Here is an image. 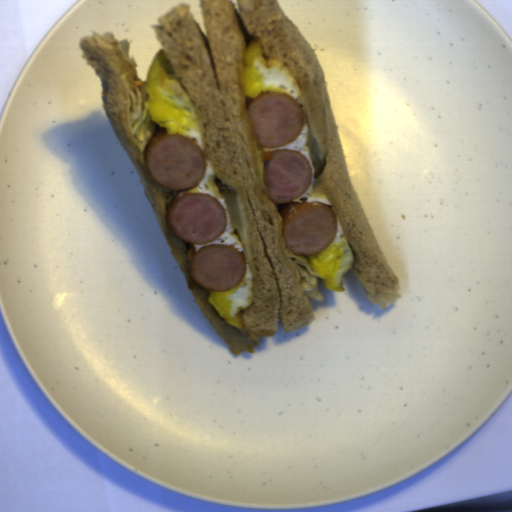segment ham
<instances>
[{
	"label": "ham",
	"mask_w": 512,
	"mask_h": 512,
	"mask_svg": "<svg viewBox=\"0 0 512 512\" xmlns=\"http://www.w3.org/2000/svg\"><path fill=\"white\" fill-rule=\"evenodd\" d=\"M146 171L153 182L179 191L166 206V223L187 244L208 245L223 235L228 214L208 193H190L207 170L201 146L189 138L155 129L145 155Z\"/></svg>",
	"instance_id": "ham-1"
},
{
	"label": "ham",
	"mask_w": 512,
	"mask_h": 512,
	"mask_svg": "<svg viewBox=\"0 0 512 512\" xmlns=\"http://www.w3.org/2000/svg\"><path fill=\"white\" fill-rule=\"evenodd\" d=\"M312 167L299 151H272L263 171L267 197L283 206L282 237L287 251L311 256L328 248L337 238L338 216L332 207L318 201H294L310 188Z\"/></svg>",
	"instance_id": "ham-2"
},
{
	"label": "ham",
	"mask_w": 512,
	"mask_h": 512,
	"mask_svg": "<svg viewBox=\"0 0 512 512\" xmlns=\"http://www.w3.org/2000/svg\"><path fill=\"white\" fill-rule=\"evenodd\" d=\"M246 116L261 148L285 147L299 138L305 125V113L294 97L270 92L255 98L246 108Z\"/></svg>",
	"instance_id": "ham-3"
},
{
	"label": "ham",
	"mask_w": 512,
	"mask_h": 512,
	"mask_svg": "<svg viewBox=\"0 0 512 512\" xmlns=\"http://www.w3.org/2000/svg\"><path fill=\"white\" fill-rule=\"evenodd\" d=\"M247 260L240 249L212 243L202 246L189 263L190 277L203 289L223 292L244 278Z\"/></svg>",
	"instance_id": "ham-4"
}]
</instances>
